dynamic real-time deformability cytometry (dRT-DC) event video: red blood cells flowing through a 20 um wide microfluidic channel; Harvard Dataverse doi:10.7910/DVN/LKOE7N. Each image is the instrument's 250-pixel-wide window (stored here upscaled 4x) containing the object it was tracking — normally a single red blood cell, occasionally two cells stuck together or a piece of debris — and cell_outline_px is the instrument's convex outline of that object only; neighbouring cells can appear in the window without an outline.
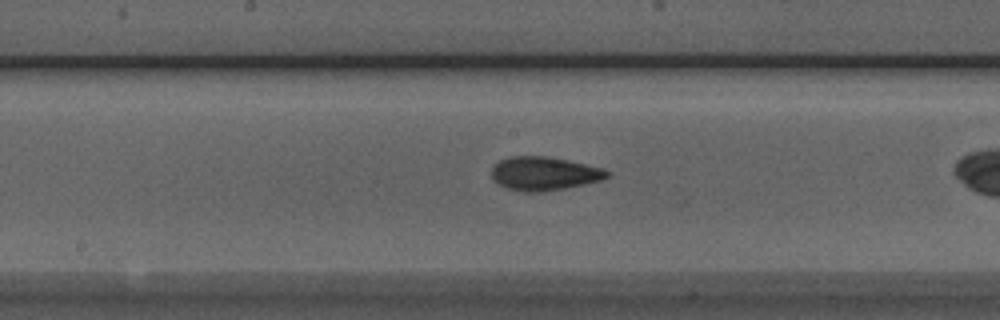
{"species": "Egyptian fruit bat (a non-hibernating species)", "species_latin": "Rousettus aegyptiacus", "temperature_condition": "room temperature", "stored_images_in_passage": 26, "camera_frame_rate_fps": 3000, "um_per_image_px": 0.085, "animal": {"sex": "male"}, "frame": {"image": 1, "passage_image": 12, "time_ms": 3.667, "image_size_px": [1000, 320], "cell_outline_px": [[612, 172], [608, 176], [600, 180], [584, 184], [564, 188], [540, 192], [524, 192], [504, 188], [496, 184], [492, 180], [492, 164], [508, 156], [548, 156], [568, 160], [604, 168]], "centroid_in_image_um": [46.2, 14.75], "position_along_channel_um": 202.0, "area_um2": 22.95}}
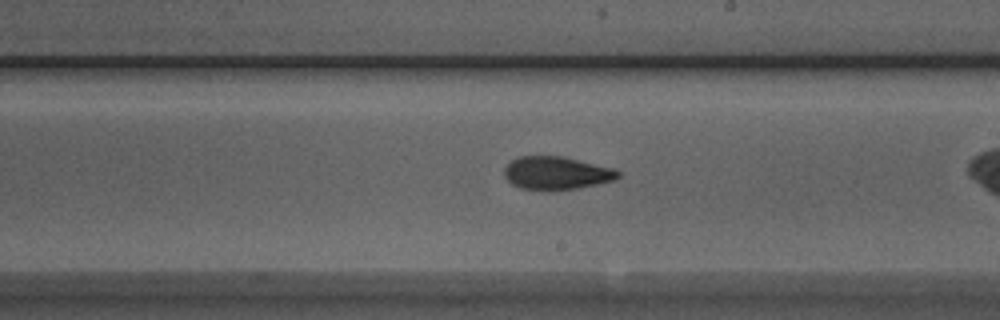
{"frame": {"image": 2, "passage_image": 15, "time_ms": 4.667, "image_size_px": [1000, 320], "cell_outline_px": [[620, 176], [616, 180], [580, 188], [548, 192], [520, 188], [512, 184], [504, 176], [504, 168], [512, 160], [520, 156], [564, 156], [612, 168], [620, 172]], "centroid_in_image_um": [47.3, 14.74], "position_along_channel_um": 241.7, "area_um2": 22.31}}